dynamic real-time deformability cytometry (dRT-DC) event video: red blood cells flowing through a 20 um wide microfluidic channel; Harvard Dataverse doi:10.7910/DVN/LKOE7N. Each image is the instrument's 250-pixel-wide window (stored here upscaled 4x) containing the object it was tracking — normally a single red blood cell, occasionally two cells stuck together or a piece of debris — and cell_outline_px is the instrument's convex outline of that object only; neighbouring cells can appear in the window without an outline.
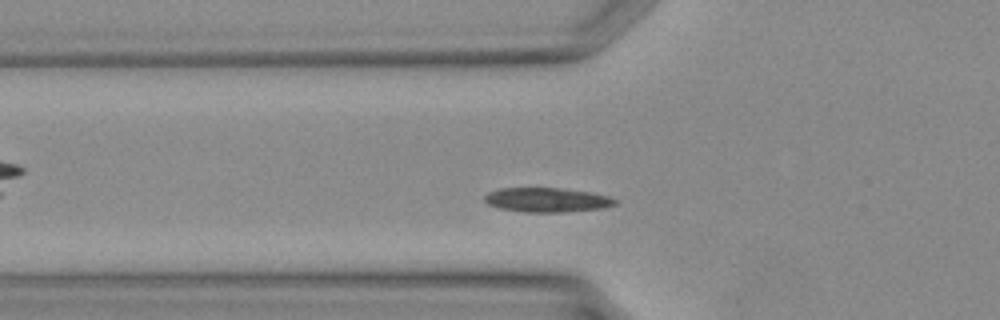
{"species": "Egyptian fruit bat (a non-hibernating species)", "species_latin": "Rousettus aegyptiacus", "temperature_condition": "warm", "stored_images_in_passage": 23, "camera_frame_rate_fps": 3000, "um_per_image_px": 0.085, "animal": {"sex": "female"}, "frame": {"image": 1, "passage_image": 5, "time_ms": 1.333, "image_size_px": [1000, 320], "cell_outline_px": [[620, 200], [616, 204], [604, 208], [564, 212], [524, 212], [500, 208], [488, 204], [484, 200], [484, 196], [488, 192], [500, 188], [560, 188], [592, 192], [608, 196]], "centroid_in_image_um": [46.52, 16.99], "position_along_channel_um": 79.3, "area_um2": 18.67}}
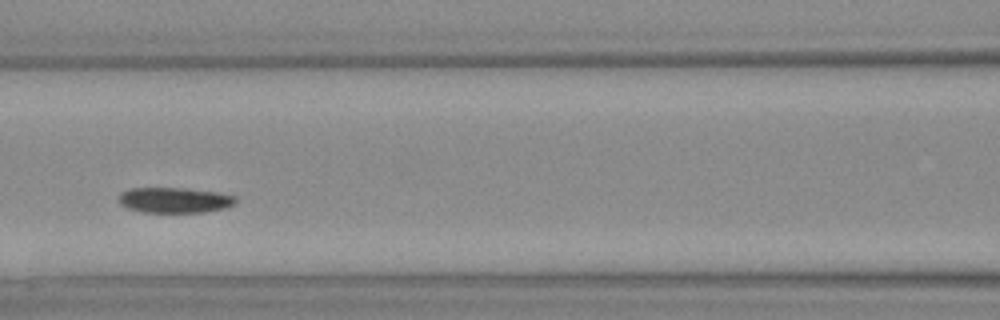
{"frame": {"image": 2, "passage_image": 9, "time_ms": 2.667, "image_size_px": [1000, 320], "cell_outline_px": [[236, 200], [232, 204], [224, 208], [204, 212], [140, 212], [128, 208], [120, 204], [120, 192], [132, 188], [180, 188], [216, 192], [236, 196]], "centroid_in_image_um": [14.81, 17.01], "position_along_channel_um": 151.8, "area_um2": 17.11}}
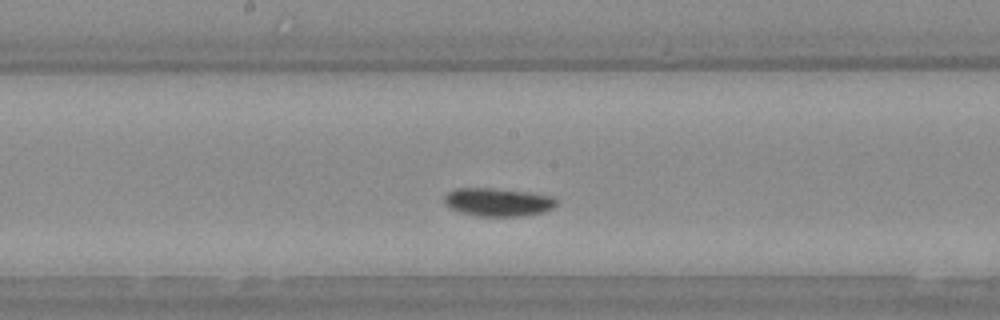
{"frame": {"image": 3, "passage_image": 12, "time_ms": 3.667, "image_size_px": [1000, 320], "cell_outline_px": [[556, 204], [552, 208], [544, 212], [524, 216], [476, 216], [460, 212], [448, 208], [444, 204], [444, 196], [448, 192], [456, 188], [492, 188], [528, 192], [552, 196], [556, 200]], "centroid_in_image_um": [42.28, 17.18], "position_along_channel_um": 205.9, "area_um2": 18.55}}